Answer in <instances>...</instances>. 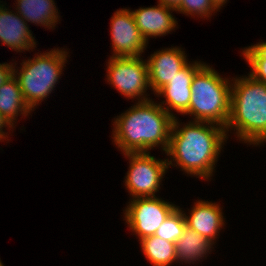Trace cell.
Listing matches in <instances>:
<instances>
[{"label": "cell", "mask_w": 266, "mask_h": 266, "mask_svg": "<svg viewBox=\"0 0 266 266\" xmlns=\"http://www.w3.org/2000/svg\"><path fill=\"white\" fill-rule=\"evenodd\" d=\"M177 120L176 117L173 118L170 131L166 154L172 159L167 161L168 167L170 164L173 166L172 162L175 161L185 173L209 179L215 170L214 165L222 145L227 139L225 128L200 121H190L180 128Z\"/></svg>", "instance_id": "6da1fadb"}, {"label": "cell", "mask_w": 266, "mask_h": 266, "mask_svg": "<svg viewBox=\"0 0 266 266\" xmlns=\"http://www.w3.org/2000/svg\"><path fill=\"white\" fill-rule=\"evenodd\" d=\"M114 143L125 153H148L153 147L167 152L173 117L152 99L136 105L114 118Z\"/></svg>", "instance_id": "7a4b0ae2"}, {"label": "cell", "mask_w": 266, "mask_h": 266, "mask_svg": "<svg viewBox=\"0 0 266 266\" xmlns=\"http://www.w3.org/2000/svg\"><path fill=\"white\" fill-rule=\"evenodd\" d=\"M235 80V81H234ZM232 80L230 116L225 127L236 131L237 137L259 145L266 140V83L247 77Z\"/></svg>", "instance_id": "3957f363"}, {"label": "cell", "mask_w": 266, "mask_h": 266, "mask_svg": "<svg viewBox=\"0 0 266 266\" xmlns=\"http://www.w3.org/2000/svg\"><path fill=\"white\" fill-rule=\"evenodd\" d=\"M232 84L212 67L204 64L191 83V99L185 113L194 121L210 122L226 127L230 116Z\"/></svg>", "instance_id": "277c9868"}, {"label": "cell", "mask_w": 266, "mask_h": 266, "mask_svg": "<svg viewBox=\"0 0 266 266\" xmlns=\"http://www.w3.org/2000/svg\"><path fill=\"white\" fill-rule=\"evenodd\" d=\"M67 55L63 49L57 48L25 60L21 63L19 73L14 68L13 75L16 76L24 101L31 111L39 105V101L42 102L54 90Z\"/></svg>", "instance_id": "5b68a950"}, {"label": "cell", "mask_w": 266, "mask_h": 266, "mask_svg": "<svg viewBox=\"0 0 266 266\" xmlns=\"http://www.w3.org/2000/svg\"><path fill=\"white\" fill-rule=\"evenodd\" d=\"M108 61L107 81L115 89L129 99L139 97V101L149 100L145 97L148 96L145 92L150 87L148 66L147 62L141 59V56H111Z\"/></svg>", "instance_id": "8992f818"}, {"label": "cell", "mask_w": 266, "mask_h": 266, "mask_svg": "<svg viewBox=\"0 0 266 266\" xmlns=\"http://www.w3.org/2000/svg\"><path fill=\"white\" fill-rule=\"evenodd\" d=\"M129 158V170L125 186L134 198L156 197L163 176L168 168L169 159L157 160L148 153H125Z\"/></svg>", "instance_id": "52a82bcc"}, {"label": "cell", "mask_w": 266, "mask_h": 266, "mask_svg": "<svg viewBox=\"0 0 266 266\" xmlns=\"http://www.w3.org/2000/svg\"><path fill=\"white\" fill-rule=\"evenodd\" d=\"M125 209V221L139 239L153 236L165 219L179 206L157 197L134 198Z\"/></svg>", "instance_id": "ba28073f"}, {"label": "cell", "mask_w": 266, "mask_h": 266, "mask_svg": "<svg viewBox=\"0 0 266 266\" xmlns=\"http://www.w3.org/2000/svg\"><path fill=\"white\" fill-rule=\"evenodd\" d=\"M112 57L141 56L146 44L129 9L117 10L111 18Z\"/></svg>", "instance_id": "9c48e42d"}, {"label": "cell", "mask_w": 266, "mask_h": 266, "mask_svg": "<svg viewBox=\"0 0 266 266\" xmlns=\"http://www.w3.org/2000/svg\"><path fill=\"white\" fill-rule=\"evenodd\" d=\"M204 65L201 62L187 63L172 79L171 81L160 88L155 94L163 95L165 101L160 102L161 107L167 111L173 118L171 109L181 113L182 115L188 111L191 99V83L195 73ZM163 103V104H162ZM167 105V107L163 105ZM170 109V110H169ZM171 111V113L169 112Z\"/></svg>", "instance_id": "30bf717a"}, {"label": "cell", "mask_w": 266, "mask_h": 266, "mask_svg": "<svg viewBox=\"0 0 266 266\" xmlns=\"http://www.w3.org/2000/svg\"><path fill=\"white\" fill-rule=\"evenodd\" d=\"M146 62L150 89L154 92L168 84L188 63L184 51L178 47L156 51Z\"/></svg>", "instance_id": "8fae6325"}, {"label": "cell", "mask_w": 266, "mask_h": 266, "mask_svg": "<svg viewBox=\"0 0 266 266\" xmlns=\"http://www.w3.org/2000/svg\"><path fill=\"white\" fill-rule=\"evenodd\" d=\"M171 10L176 11L171 7L158 3L154 7H142L131 11L135 23L147 43L150 37L163 36L174 30L178 23L175 17L172 16Z\"/></svg>", "instance_id": "7c38bea8"}, {"label": "cell", "mask_w": 266, "mask_h": 266, "mask_svg": "<svg viewBox=\"0 0 266 266\" xmlns=\"http://www.w3.org/2000/svg\"><path fill=\"white\" fill-rule=\"evenodd\" d=\"M4 6H0V42L15 51L33 49L36 42L27 22L18 13H12Z\"/></svg>", "instance_id": "4fadbf2b"}, {"label": "cell", "mask_w": 266, "mask_h": 266, "mask_svg": "<svg viewBox=\"0 0 266 266\" xmlns=\"http://www.w3.org/2000/svg\"><path fill=\"white\" fill-rule=\"evenodd\" d=\"M220 208L219 204L198 200L191 209L190 216L184 213L186 226L214 243L224 226V217Z\"/></svg>", "instance_id": "5bb4252c"}, {"label": "cell", "mask_w": 266, "mask_h": 266, "mask_svg": "<svg viewBox=\"0 0 266 266\" xmlns=\"http://www.w3.org/2000/svg\"><path fill=\"white\" fill-rule=\"evenodd\" d=\"M17 13L26 21L41 24L49 29L55 27L59 17L54 0H16Z\"/></svg>", "instance_id": "9a60e30c"}, {"label": "cell", "mask_w": 266, "mask_h": 266, "mask_svg": "<svg viewBox=\"0 0 266 266\" xmlns=\"http://www.w3.org/2000/svg\"><path fill=\"white\" fill-rule=\"evenodd\" d=\"M213 244L209 239L186 226L182 236L175 243L176 260L194 264L196 260L199 261L208 254Z\"/></svg>", "instance_id": "2e32d148"}, {"label": "cell", "mask_w": 266, "mask_h": 266, "mask_svg": "<svg viewBox=\"0 0 266 266\" xmlns=\"http://www.w3.org/2000/svg\"><path fill=\"white\" fill-rule=\"evenodd\" d=\"M30 112L22 96L19 82L13 75L0 86V113L14 125L15 117L19 113L27 116Z\"/></svg>", "instance_id": "e0dca14e"}, {"label": "cell", "mask_w": 266, "mask_h": 266, "mask_svg": "<svg viewBox=\"0 0 266 266\" xmlns=\"http://www.w3.org/2000/svg\"><path fill=\"white\" fill-rule=\"evenodd\" d=\"M139 241L143 254L153 266H169L177 261L175 243L154 235Z\"/></svg>", "instance_id": "ac0fdd59"}, {"label": "cell", "mask_w": 266, "mask_h": 266, "mask_svg": "<svg viewBox=\"0 0 266 266\" xmlns=\"http://www.w3.org/2000/svg\"><path fill=\"white\" fill-rule=\"evenodd\" d=\"M185 227L184 213L177 207L156 230L154 236L176 243L182 236Z\"/></svg>", "instance_id": "d6986e66"}, {"label": "cell", "mask_w": 266, "mask_h": 266, "mask_svg": "<svg viewBox=\"0 0 266 266\" xmlns=\"http://www.w3.org/2000/svg\"><path fill=\"white\" fill-rule=\"evenodd\" d=\"M217 8L212 0H181V3L175 9L178 12L187 15H199L200 17H209Z\"/></svg>", "instance_id": "ffe728a7"}, {"label": "cell", "mask_w": 266, "mask_h": 266, "mask_svg": "<svg viewBox=\"0 0 266 266\" xmlns=\"http://www.w3.org/2000/svg\"><path fill=\"white\" fill-rule=\"evenodd\" d=\"M242 54L247 62H266V42L249 46Z\"/></svg>", "instance_id": "44dd1931"}, {"label": "cell", "mask_w": 266, "mask_h": 266, "mask_svg": "<svg viewBox=\"0 0 266 266\" xmlns=\"http://www.w3.org/2000/svg\"><path fill=\"white\" fill-rule=\"evenodd\" d=\"M252 72L249 74L254 79L266 83V62H247Z\"/></svg>", "instance_id": "7402d4cb"}, {"label": "cell", "mask_w": 266, "mask_h": 266, "mask_svg": "<svg viewBox=\"0 0 266 266\" xmlns=\"http://www.w3.org/2000/svg\"><path fill=\"white\" fill-rule=\"evenodd\" d=\"M15 66L13 63H0V86L13 76Z\"/></svg>", "instance_id": "603a6c76"}, {"label": "cell", "mask_w": 266, "mask_h": 266, "mask_svg": "<svg viewBox=\"0 0 266 266\" xmlns=\"http://www.w3.org/2000/svg\"><path fill=\"white\" fill-rule=\"evenodd\" d=\"M8 127L13 129V125L0 113V141L5 139L6 137L8 138L7 135H5V132H3L4 127Z\"/></svg>", "instance_id": "cb8c5ba5"}, {"label": "cell", "mask_w": 266, "mask_h": 266, "mask_svg": "<svg viewBox=\"0 0 266 266\" xmlns=\"http://www.w3.org/2000/svg\"><path fill=\"white\" fill-rule=\"evenodd\" d=\"M159 3L163 4L164 6L176 9L181 3V0H159Z\"/></svg>", "instance_id": "d4e9b609"}, {"label": "cell", "mask_w": 266, "mask_h": 266, "mask_svg": "<svg viewBox=\"0 0 266 266\" xmlns=\"http://www.w3.org/2000/svg\"><path fill=\"white\" fill-rule=\"evenodd\" d=\"M226 1L227 0H212L217 10H219V8H221V6H223L226 3Z\"/></svg>", "instance_id": "484cf974"}]
</instances>
